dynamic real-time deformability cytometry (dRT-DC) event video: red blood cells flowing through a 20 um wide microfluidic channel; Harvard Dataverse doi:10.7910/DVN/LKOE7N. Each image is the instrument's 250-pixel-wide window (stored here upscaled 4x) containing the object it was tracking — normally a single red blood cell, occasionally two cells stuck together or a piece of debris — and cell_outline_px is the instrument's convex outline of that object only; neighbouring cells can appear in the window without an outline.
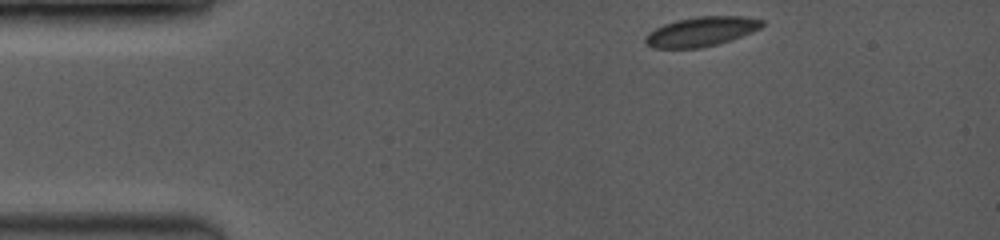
{"species": "common noctule bat (a hibernating species)", "species_latin": "Nyctalus noctula", "temperature_condition": "room temperature", "stored_images_in_passage": 45, "camera_frame_rate_fps": 3500, "um_per_image_px": 0.085, "animal": {"sex": "female", "body_mass_g": 19.0, "forearm_length_mm": 53.3}, "frame": {"image": 1, "passage_image": 1, "time_ms": 0.0, "image_size_px": [1000, 240], "cell_outline_px": [[764, 24], [760, 28], [752, 32], [716, 44], [700, 48], [652, 48], [644, 40], [648, 32], [664, 24], [680, 20], [700, 16], [740, 16], [764, 20]], "centroid_in_image_um": [59.6, 2.68], "position_along_channel_um": 25.4, "area_um2": 19.71}}
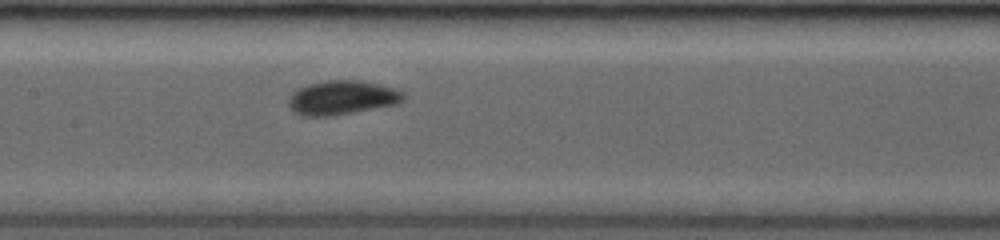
{"frame": {"image": 2, "passage_image": 20, "time_ms": 5.429, "image_size_px": [1000, 240], "cell_outline_px": [[404, 100], [400, 104], [332, 116], [300, 116], [292, 112], [288, 104], [288, 100], [292, 92], [296, 88], [308, 84], [324, 80], [360, 80], [380, 84], [396, 88], [404, 92]], "centroid_in_image_um": [29.07, 8.3], "position_along_channel_um": 178.3, "area_um2": 23.41}}
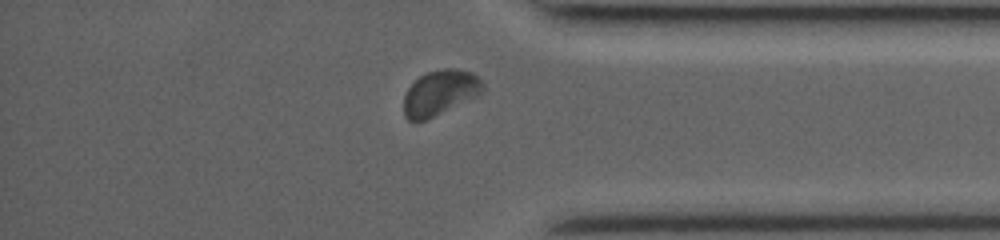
{"frame": {"image": 3, "passage_image": 39, "time_ms": 10.857, "image_size_px": [1000, 240], "cell_outline_px": [[484, 92], [480, 96], [428, 120], [408, 120], [404, 116], [404, 96], [408, 88], [420, 76], [428, 72], [444, 68], [456, 68], [472, 72], [484, 84]], "centroid_in_image_um": [37.45, 7.9], "position_along_channel_um": 397.8, "area_um2": 21.15}, "authors_computed_cell_mechanics": {"area_um2": 20.808, "velocity_mm_per_s": 4.08, "shape_relaxation_time_tau1_ms": 1.829, "shape_relaxation_time_tau2_ms": null, "deformation_change_tau1": 0.0759, "deformation_change_tau2": null}}